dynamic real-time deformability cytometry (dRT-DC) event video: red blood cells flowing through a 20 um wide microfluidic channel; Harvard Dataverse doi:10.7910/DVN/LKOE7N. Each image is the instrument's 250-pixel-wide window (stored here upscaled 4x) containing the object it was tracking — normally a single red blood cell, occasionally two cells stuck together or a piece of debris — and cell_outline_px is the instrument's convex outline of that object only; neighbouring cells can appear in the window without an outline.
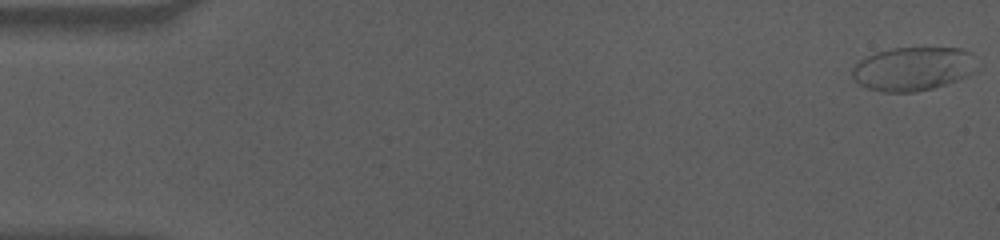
{"species": "human", "species_latin": "Homo sapiens", "temperature_condition": "cold", "stored_images_in_passage": 58, "camera_frame_rate_fps": 3000, "um_per_image_px": 0.085, "donor": {"sex": "male"}, "frame": {"image": 1, "passage_image": 1, "time_ms": 0.0, "image_size_px": [1000, 240], "cell_outline_px": [[976, 72], [956, 80], [932, 88], [916, 92], [880, 92], [868, 88], [860, 84], [852, 76], [852, 68], [860, 60], [876, 52], [892, 48], [964, 48], [972, 52]], "centroid_in_image_um": [77.61, 5.84], "position_along_channel_um": 7.4, "area_um2": 31.67}}
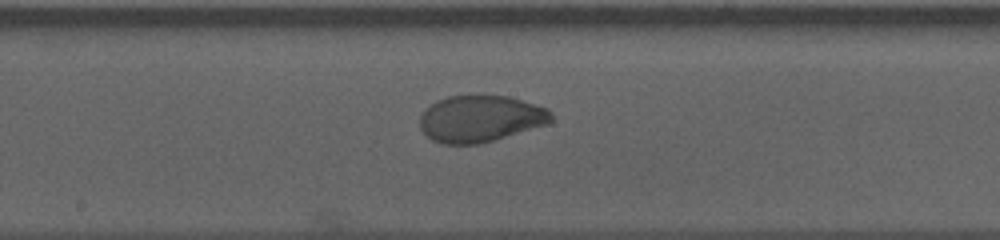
{"frame": {"image": 2, "passage_image": 31, "time_ms": 10.0, "image_size_px": [1000, 240], "cell_outline_px": [[552, 120], [548, 124], [480, 144], [440, 144], [432, 140], [420, 128], [420, 116], [424, 108], [436, 100], [448, 96], [508, 96], [548, 108], [552, 112]], "centroid_in_image_um": [40.82, 10.09], "position_along_channel_um": 207.4, "area_um2": 35.78}}
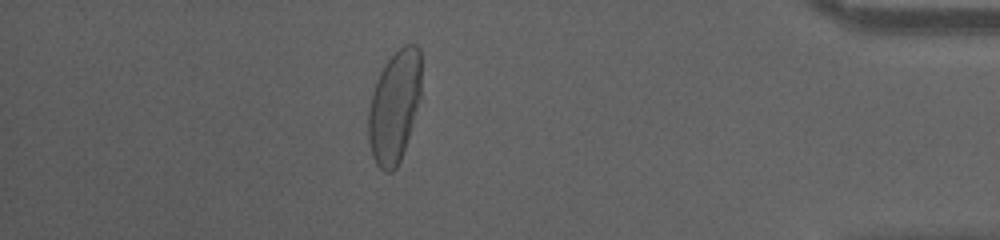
{"frame": {"image": 3, "passage_image": 51, "time_ms": 16.667, "image_size_px": [1000, 240], "cell_outline_px": [[420, 96], [408, 136], [400, 160], [396, 168], [392, 172], [384, 172], [376, 164], [372, 156], [368, 140], [368, 112], [372, 92], [376, 80], [384, 64], [404, 44], [416, 44], [420, 48]], "centroid_in_image_um": [33.5, 9.06], "position_along_channel_um": 401.7, "area_um2": 34.28}, "authors_computed_cell_mechanics": {"area_um2": 35.7204, "velocity_mm_per_s": 3.534, "shape_relaxation_time_tau1_ms": 5.698, "shape_relaxation_time_tau2_ms": null, "deformation_change_tau1": 0.1963, "deformation_change_tau2": null}}